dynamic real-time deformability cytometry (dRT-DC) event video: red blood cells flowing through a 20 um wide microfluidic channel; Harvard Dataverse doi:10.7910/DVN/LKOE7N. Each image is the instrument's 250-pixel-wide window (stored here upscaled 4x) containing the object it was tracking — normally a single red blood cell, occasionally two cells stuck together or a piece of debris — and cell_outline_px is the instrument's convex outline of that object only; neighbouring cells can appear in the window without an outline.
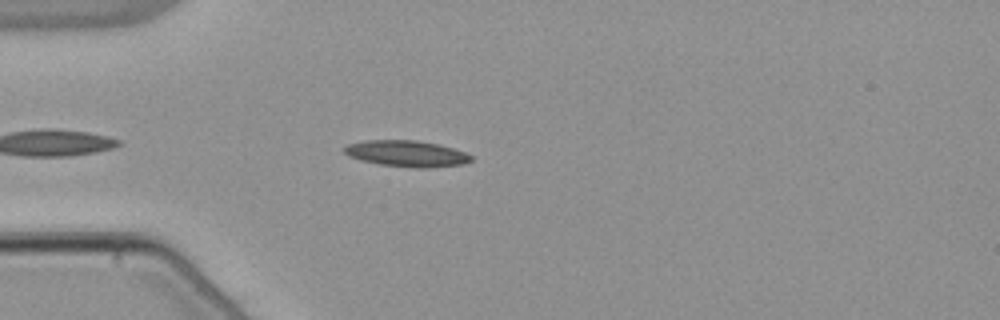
{"species": "common noctule bat (a hibernating species)", "species_latin": "Nyctalus noctula", "temperature_condition": "warm", "stored_images_in_passage": 20, "camera_frame_rate_fps": 3000, "um_per_image_px": 0.085, "animal": {"sex": "male", "body_mass_g": 21.5, "forearm_length_mm": 52.0}, "frame": {"image": 1, "passage_image": 6, "time_ms": 1.667, "image_size_px": [1000, 320], "cell_outline_px": [[472, 160], [464, 164], [428, 168], [412, 168], [380, 164], [360, 160], [348, 156], [344, 152], [344, 148], [348, 144], [364, 140], [416, 140], [440, 144], [464, 152], [472, 156]], "centroid_in_image_um": [34.56, 13.06], "position_along_channel_um": 50.4, "area_um2": 19.48}}